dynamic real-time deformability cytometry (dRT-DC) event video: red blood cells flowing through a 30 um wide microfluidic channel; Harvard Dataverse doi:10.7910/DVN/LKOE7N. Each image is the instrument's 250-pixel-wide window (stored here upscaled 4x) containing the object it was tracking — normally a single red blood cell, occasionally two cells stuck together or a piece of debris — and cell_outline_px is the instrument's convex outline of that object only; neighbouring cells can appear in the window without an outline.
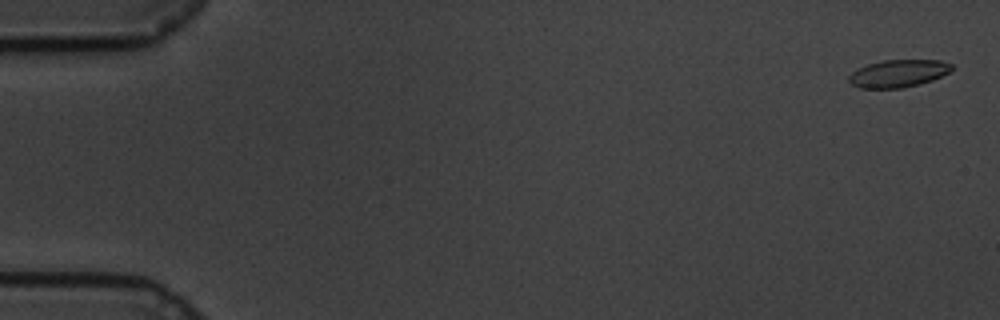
{"species": "common noctule bat (a hibernating species)", "species_latin": "Nyctalus noctula", "temperature_condition": "cold", "stored_images_in_passage": 60, "camera_frame_rate_fps": 3000, "um_per_image_px": 0.085, "animal": {"sex": "male", "body_mass_g": 19.5, "forearm_length_mm": 54.6}, "frame": {"image": 1, "passage_image": 2, "time_ms": 0.333, "image_size_px": [1000, 320], "cell_outline_px": [[952, 68], [948, 72], [932, 80], [920, 84], [904, 88], [860, 88], [852, 84], [848, 80], [848, 76], [852, 72], [868, 64], [884, 60], [940, 60], [952, 64]], "centroid_in_image_um": [76.35, 6.25], "position_along_channel_um": 8.7, "area_um2": 16.36}}
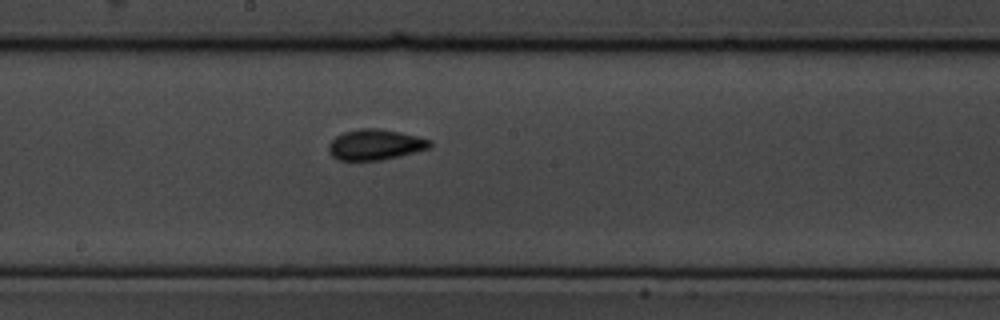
{"frame": {"image": 2, "passage_image": 33, "time_ms": 10.667, "image_size_px": [1000, 320], "cell_outline_px": [[432, 148], [400, 156], [380, 160], [336, 160], [328, 152], [328, 144], [336, 136], [344, 132], [360, 128], [376, 128], [400, 132], [432, 140]], "centroid_in_image_um": [31.9, 12.3], "position_along_channel_um": 216.3, "area_um2": 18.21}}
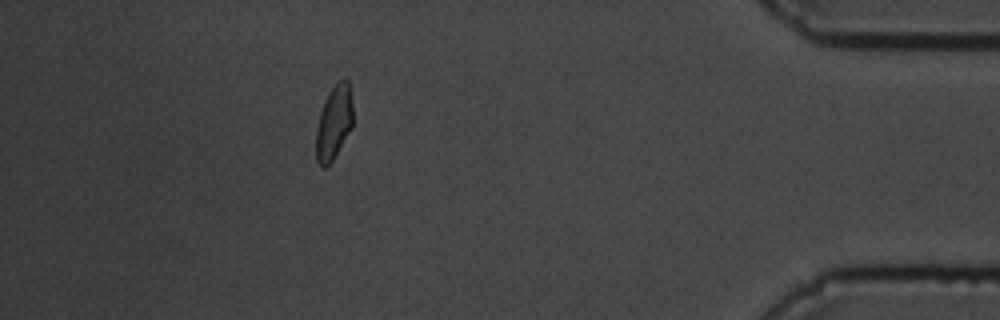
{"frame": {"image": 3, "passage_image": 54, "time_ms": 17.667, "image_size_px": [1000, 320], "cell_outline_px": [[352, 128], [332, 160], [324, 168], [320, 168], [316, 160], [316, 128], [320, 112], [324, 100], [328, 92], [344, 76], [348, 80], [352, 104]], "centroid_in_image_um": [28.37, 10.41], "position_along_channel_um": 406.8, "area_um2": 15.95}, "authors_computed_cell_mechanics": {"area_um2": 17.0221, "velocity_mm_per_s": 3.3884, "shape_relaxation_time_tau1_ms": 4.3927, "shape_relaxation_time_tau2_ms": 1.6781, "deformation_change_tau1": 0.1371, "deformation_change_tau2": 0.0442}}